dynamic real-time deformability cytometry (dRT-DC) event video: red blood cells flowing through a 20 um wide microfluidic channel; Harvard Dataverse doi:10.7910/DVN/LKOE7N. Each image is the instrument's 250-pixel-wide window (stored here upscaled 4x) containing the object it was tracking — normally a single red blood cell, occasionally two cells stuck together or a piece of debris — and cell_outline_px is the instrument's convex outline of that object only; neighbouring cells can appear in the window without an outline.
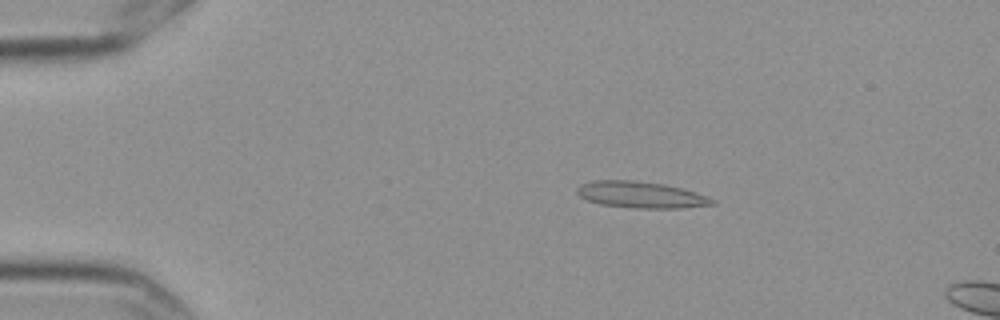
{"species": "Egyptian fruit bat (a non-hibernating species)", "species_latin": "Rousettus aegyptiacus", "temperature_condition": "cold", "stored_images_in_passage": 4, "camera_frame_rate_fps": 3000, "um_per_image_px": 0.085, "frame": {"image": 1, "passage_image": 3, "time_ms": 0.667, "image_size_px": [1000, 320], "cell_outline_px": [[716, 204], [680, 208], [636, 208], [600, 204], [588, 200], [580, 196], [576, 192], [576, 188], [580, 184], [592, 180], [632, 180], [664, 184], [696, 192], [708, 196], [716, 200]], "centroid_in_image_um": [54.47, 16.55], "position_along_channel_um": 30.5, "area_um2": 20.87}}